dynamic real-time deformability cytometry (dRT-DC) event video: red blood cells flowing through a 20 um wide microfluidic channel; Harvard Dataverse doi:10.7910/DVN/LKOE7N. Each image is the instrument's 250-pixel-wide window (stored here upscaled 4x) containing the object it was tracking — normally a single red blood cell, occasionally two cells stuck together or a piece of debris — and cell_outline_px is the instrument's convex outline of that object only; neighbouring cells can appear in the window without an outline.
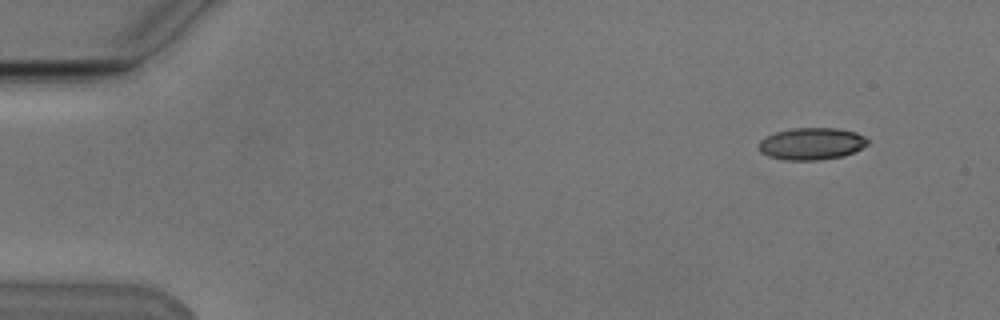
{"species": "Egyptian fruit bat (a non-hibernating species)", "species_latin": "Rousettus aegyptiacus", "temperature_condition": "cold", "stored_images_in_passage": 4, "camera_frame_rate_fps": 3000, "um_per_image_px": 0.085, "animal": {"sex": "male"}, "frame": {"image": 1, "passage_image": 1, "time_ms": 0.0, "image_size_px": [1000, 320], "cell_outline_px": [[868, 144], [844, 156], [820, 160], [784, 160], [768, 156], [760, 152], [760, 140], [776, 132], [792, 128], [836, 128], [856, 132], [864, 136], [868, 140]], "centroid_in_image_um": [68.99, 12.22], "position_along_channel_um": 16.0, "area_um2": 20.23}}